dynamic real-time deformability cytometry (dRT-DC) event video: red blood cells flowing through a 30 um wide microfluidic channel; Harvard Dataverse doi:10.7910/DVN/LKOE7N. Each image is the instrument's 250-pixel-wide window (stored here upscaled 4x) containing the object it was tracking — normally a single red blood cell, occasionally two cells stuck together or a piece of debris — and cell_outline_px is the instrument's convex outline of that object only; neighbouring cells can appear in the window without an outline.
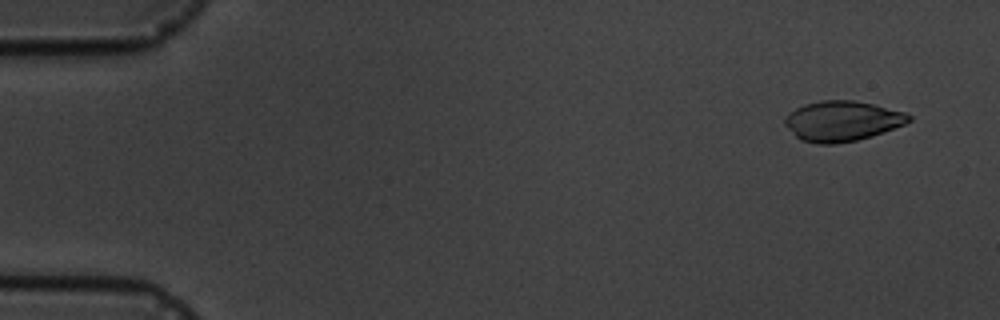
{"species": "common noctule bat (a hibernating species)", "species_latin": "Nyctalus noctula", "temperature_condition": "cold", "stored_images_in_passage": 5, "camera_frame_rate_fps": 3000, "um_per_image_px": 0.085, "animal": {"sex": "male", "body_mass_g": 19.5, "forearm_length_mm": 54.6}, "frame": {"image": 1, "passage_image": 2, "time_ms": 1.0, "image_size_px": [1000, 320], "cell_outline_px": [[912, 120], [904, 124], [872, 136], [856, 140], [832, 144], [816, 144], [800, 140], [784, 124], [784, 116], [788, 112], [804, 104], [820, 100], [852, 100], [872, 104], [904, 112], [912, 116]], "centroid_in_image_um": [71.54, 10.28], "position_along_channel_um": 13.5, "area_um2": 29.02}}